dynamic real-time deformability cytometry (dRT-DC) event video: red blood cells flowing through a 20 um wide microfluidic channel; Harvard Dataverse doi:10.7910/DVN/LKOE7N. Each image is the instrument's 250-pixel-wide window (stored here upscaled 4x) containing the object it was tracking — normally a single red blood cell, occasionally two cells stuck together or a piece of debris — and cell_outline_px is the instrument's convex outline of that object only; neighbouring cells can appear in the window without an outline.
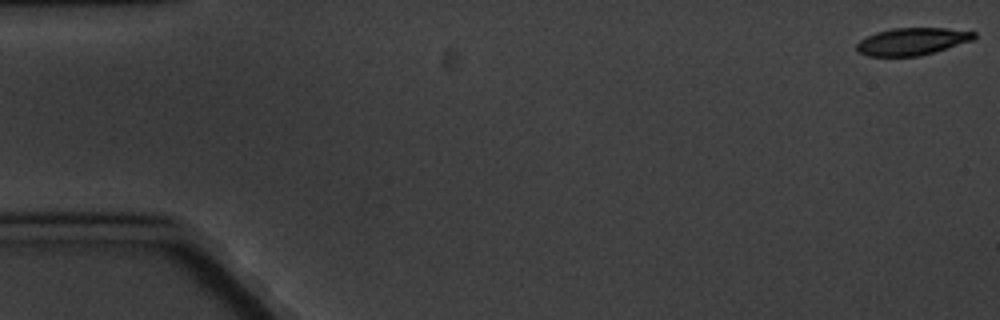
{"species": "common noctule bat (a hibernating species)", "species_latin": "Nyctalus noctula", "temperature_condition": "cold", "stored_images_in_passage": 6, "camera_frame_rate_fps": 3000, "um_per_image_px": 0.085, "animal": {"sex": "male", "body_mass_g": 20.1, "forearm_length_mm": 53.5}, "frame": {"image": 1, "passage_image": 1, "time_ms": 0.0, "image_size_px": [1000, 320], "cell_outline_px": [[976, 36], [972, 40], [920, 56], [868, 56], [856, 52], [856, 44], [860, 40], [876, 32], [892, 28], [944, 28], [976, 32]], "centroid_in_image_um": [77.48, 3.52], "position_along_channel_um": 7.5, "area_um2": 18.55}}
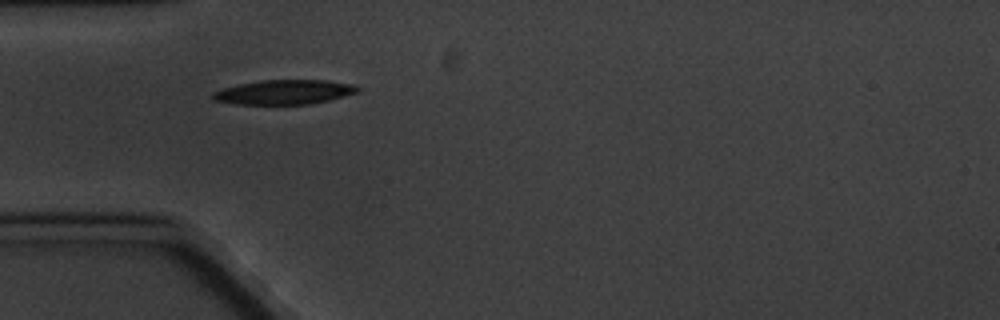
{"frame": {"image": 2, "passage_image": 5, "time_ms": 5.667, "image_size_px": [1000, 320], "cell_outline_px": [[360, 92], [328, 100], [308, 104], [236, 104], [216, 100], [212, 96], [212, 92], [224, 88], [240, 84], [264, 80], [328, 80], [356, 84], [360, 88]], "centroid_in_image_um": [24.24, 7.82], "position_along_channel_um": 60.8, "area_um2": 20.58}}